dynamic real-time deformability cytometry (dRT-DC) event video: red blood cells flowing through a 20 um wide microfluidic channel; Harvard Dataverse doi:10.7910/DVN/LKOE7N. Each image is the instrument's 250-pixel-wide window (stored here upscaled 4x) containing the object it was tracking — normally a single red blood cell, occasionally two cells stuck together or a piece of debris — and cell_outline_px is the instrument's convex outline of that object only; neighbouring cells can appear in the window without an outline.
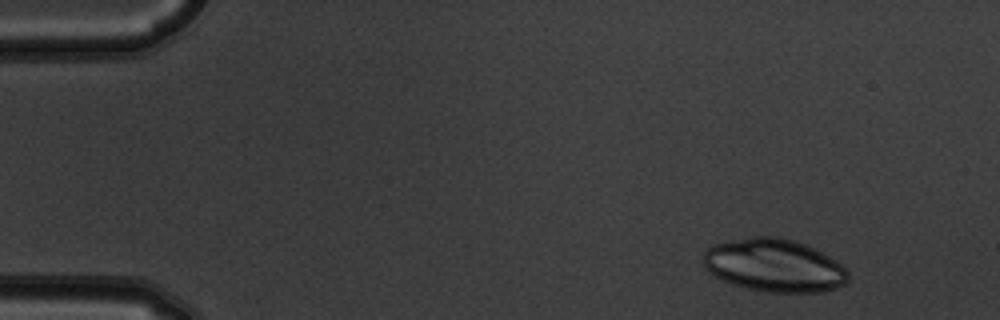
{"species": "common noctule bat (a hibernating species)", "species_latin": "Nyctalus noctula", "temperature_condition": "warm", "stored_images_in_passage": 3, "camera_frame_rate_fps": 3000, "um_per_image_px": 0.085, "animal": {"sex": "male", "body_mass_g": 19.5, "forearm_length_mm": 54.6}, "frame": {"image": 1, "passage_image": 1, "time_ms": 0.0, "image_size_px": [1000, 320], "cell_outline_px": [[848, 280], [844, 284], [836, 288], [824, 292], [764, 292], [732, 284], [716, 276], [704, 264], [704, 252], [712, 244], [752, 236], [776, 236], [792, 240], [804, 244], [836, 260], [848, 272]], "centroid_in_image_um": [65.82, 22.56], "position_along_channel_um": 19.2, "area_um2": 44.33}}